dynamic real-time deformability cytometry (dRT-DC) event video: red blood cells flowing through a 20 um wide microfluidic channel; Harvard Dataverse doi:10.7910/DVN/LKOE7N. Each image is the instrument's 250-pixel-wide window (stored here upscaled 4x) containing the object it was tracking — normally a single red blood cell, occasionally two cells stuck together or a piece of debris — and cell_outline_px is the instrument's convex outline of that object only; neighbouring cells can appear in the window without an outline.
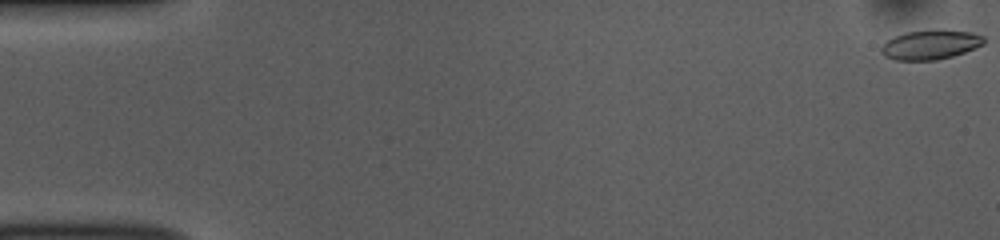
{"species": "common noctule bat (a hibernating species)", "species_latin": "Nyctalus noctula", "temperature_condition": "room temperature", "stored_images_in_passage": 54, "camera_frame_rate_fps": 3000, "um_per_image_px": 0.085, "animal": {"sex": "female", "body_mass_g": 10.0, "forearm_length_mm": 53.1}, "frame": {"image": 1, "passage_image": 1, "time_ms": 0.0, "image_size_px": [1000, 240], "cell_outline_px": [[984, 44], [964, 52], [952, 56], [936, 60], [896, 60], [884, 56], [880, 52], [880, 48], [888, 40], [896, 36], [908, 32], [940, 28], [972, 32], [984, 36]], "centroid_in_image_um": [79.11, 3.78], "position_along_channel_um": 5.9, "area_um2": 17.74}}
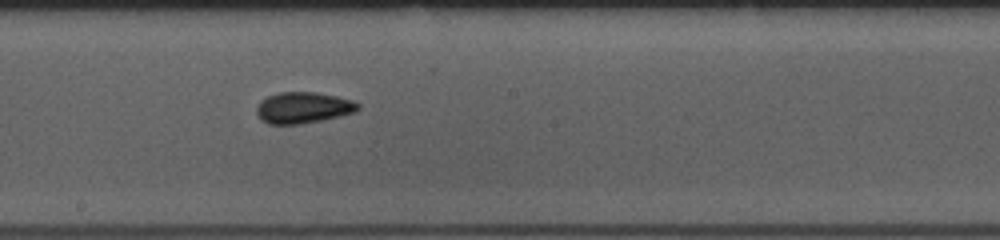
{"frame": {"image": 2, "passage_image": 30, "time_ms": 9.667, "image_size_px": [1000, 240], "cell_outline_px": [[360, 108], [356, 112], [340, 116], [300, 124], [268, 124], [260, 120], [256, 112], [256, 108], [260, 100], [268, 96], [280, 92], [316, 92], [336, 96], [352, 100], [360, 104]], "centroid_in_image_um": [25.76, 9.15], "position_along_channel_um": 222.4, "area_um2": 18.55}}
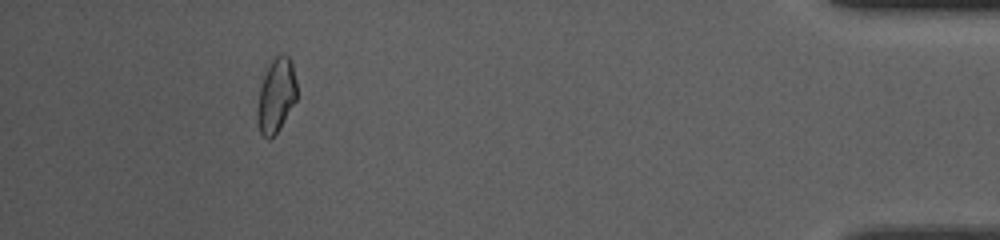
{"frame": {"image": 3, "passage_image": 50, "time_ms": 16.333, "image_size_px": [1000, 240], "cell_outline_px": [[296, 100], [276, 132], [268, 140], [260, 132], [256, 120], [256, 108], [260, 88], [264, 76], [272, 60], [276, 56], [288, 56], [292, 60], [296, 80]], "centroid_in_image_um": [23.46, 8.12], "position_along_channel_um": 411.7, "area_um2": 16.76}, "authors_computed_cell_mechanics": {"area_um2": 17.7446, "velocity_mm_per_s": 3.7321, "shape_relaxation_time_tau1_ms": 4.5877, "shape_relaxation_time_tau2_ms": 1.5968, "deformation_change_tau1": 0.0939, "deformation_change_tau2": 0.0727}}